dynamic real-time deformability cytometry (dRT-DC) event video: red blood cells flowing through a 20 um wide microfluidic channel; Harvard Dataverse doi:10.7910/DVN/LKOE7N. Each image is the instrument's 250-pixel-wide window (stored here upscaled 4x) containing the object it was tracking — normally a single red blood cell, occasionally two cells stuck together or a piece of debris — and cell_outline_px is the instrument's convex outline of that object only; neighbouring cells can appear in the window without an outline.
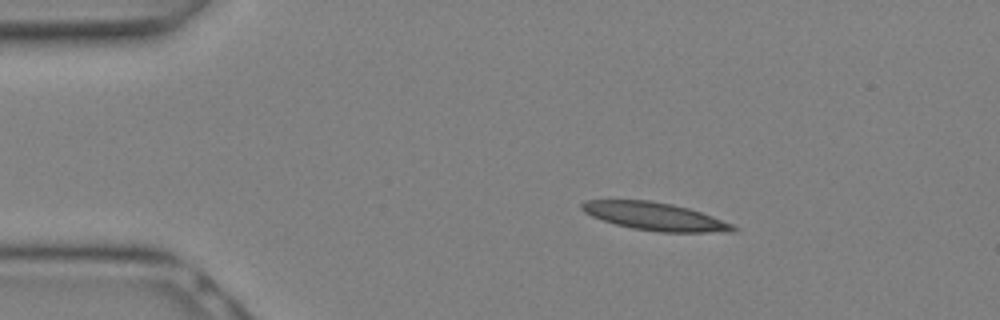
{"species": "Egyptian fruit bat (a non-hibernating species)", "species_latin": "Rousettus aegyptiacus", "temperature_condition": "warm", "stored_images_in_passage": 27, "camera_frame_rate_fps": 3000, "um_per_image_px": 0.085, "animal": {"sex": "female"}, "frame": {"image": 1, "passage_image": 4, "time_ms": 1.0, "image_size_px": [1000, 320], "cell_outline_px": [[740, 228], [736, 232], [656, 232], [632, 228], [616, 224], [592, 216], [584, 212], [580, 208], [580, 204], [584, 200], [648, 200], [672, 204], [688, 208], [712, 216], [732, 224]], "centroid_in_image_um": [55.68, 18.4], "position_along_channel_um": 29.3, "area_um2": 24.57}}
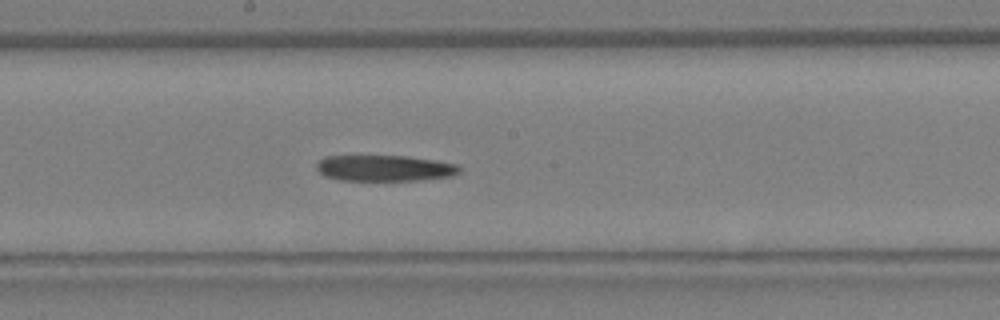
{"frame": {"image": 2, "passage_image": 14, "time_ms": 4.333, "image_size_px": [1000, 320], "cell_outline_px": [[460, 172], [452, 176], [420, 180], [336, 180], [324, 176], [316, 168], [316, 164], [324, 156], [404, 156], [436, 160], [456, 164], [460, 168]], "centroid_in_image_um": [32.67, 14.29], "position_along_channel_um": 215.5, "area_um2": 21.68}}
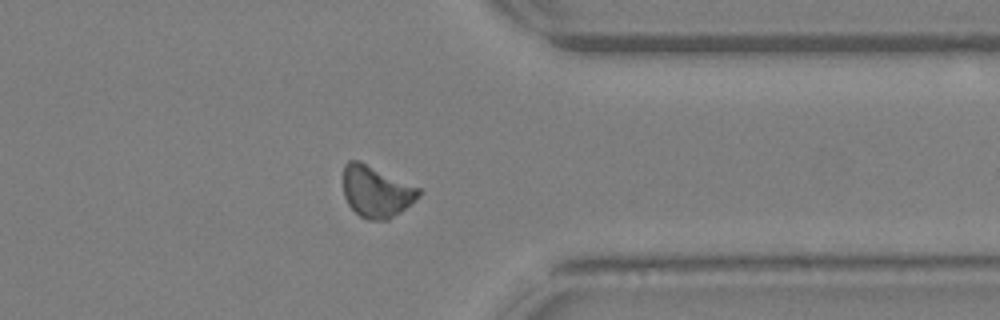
{"frame": {"image": 3, "passage_image": 21, "time_ms": 6.667, "image_size_px": [1000, 320], "cell_outline_px": [[424, 192], [420, 196], [400, 212], [388, 220], [368, 220], [360, 216], [348, 204], [344, 196], [344, 164], [348, 160], [360, 160], [420, 188]], "centroid_in_image_um": [31.99, 16.27], "position_along_channel_um": 379.4, "area_um2": 22.72}}